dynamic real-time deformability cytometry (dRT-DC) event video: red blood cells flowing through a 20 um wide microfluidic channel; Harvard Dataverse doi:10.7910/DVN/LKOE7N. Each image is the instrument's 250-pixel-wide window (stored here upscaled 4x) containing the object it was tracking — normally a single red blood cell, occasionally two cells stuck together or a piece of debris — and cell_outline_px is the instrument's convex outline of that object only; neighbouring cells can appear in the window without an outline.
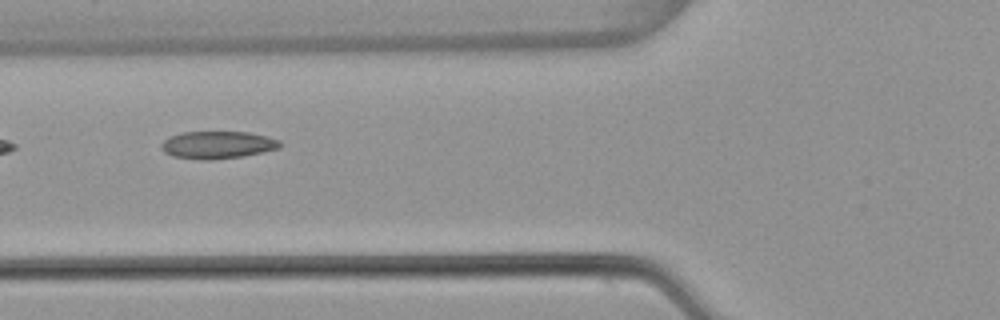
{"species": "common noctule bat (a hibernating species)", "species_latin": "Nyctalus noctula", "temperature_condition": "warm", "stored_images_in_passage": 6, "camera_frame_rate_fps": 3000, "um_per_image_px": 0.085, "animal": {"sex": "female", "body_mass_g": 22.7, "forearm_length_mm": 54.2}, "frame": {"image": 1, "passage_image": 5, "time_ms": 1.333, "image_size_px": [1000, 320], "cell_outline_px": [[280, 148], [244, 156], [212, 160], [204, 160], [172, 156], [164, 152], [160, 148], [160, 144], [168, 136], [184, 132], [248, 132], [268, 136], [280, 140]], "centroid_in_image_um": [18.47, 12.31], "position_along_channel_um": 107.3, "area_um2": 19.13}}
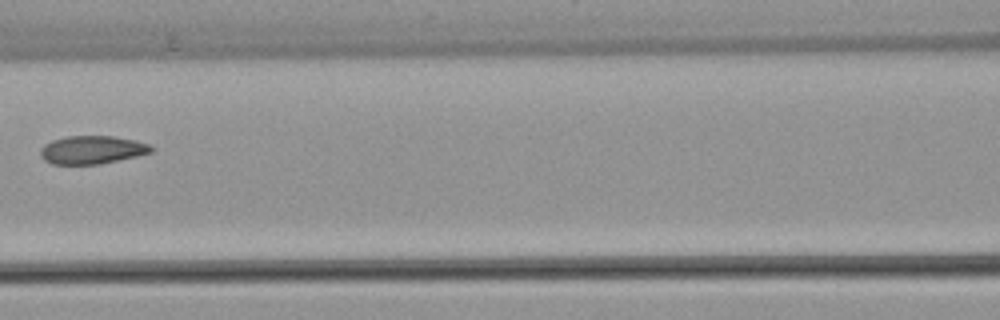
{"frame": {"image": 2, "passage_image": 6, "time_ms": 1.667, "image_size_px": [1000, 320], "cell_outline_px": [[152, 152], [136, 156], [100, 164], [52, 164], [44, 160], [40, 156], [40, 148], [44, 144], [52, 140], [68, 136], [112, 136], [136, 140], [148, 144], [152, 148]], "centroid_in_image_um": [7.79, 12.73], "position_along_channel_um": 158.8, "area_um2": 18.15}}